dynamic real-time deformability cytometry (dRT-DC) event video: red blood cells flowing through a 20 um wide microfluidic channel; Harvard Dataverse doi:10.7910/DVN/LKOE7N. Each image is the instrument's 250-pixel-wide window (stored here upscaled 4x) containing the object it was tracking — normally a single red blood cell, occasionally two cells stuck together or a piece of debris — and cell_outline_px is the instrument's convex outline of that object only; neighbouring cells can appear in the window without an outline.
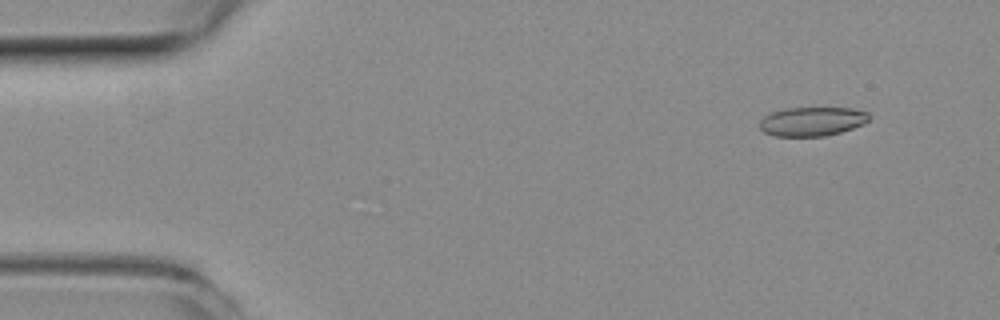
{"species": "common noctule bat (a hibernating species)", "species_latin": "Nyctalus noctula", "temperature_condition": "room temperature", "stored_images_in_passage": 25, "camera_frame_rate_fps": 3000, "um_per_image_px": 0.085, "animal": {"sex": "female", "body_mass_g": 19.3, "forearm_length_mm": 54.1}, "frame": {"image": 1, "passage_image": 5, "time_ms": 1.333, "image_size_px": [1000, 320], "cell_outline_px": [[868, 120], [864, 124], [840, 132], [824, 136], [776, 136], [764, 132], [760, 128], [760, 120], [764, 116], [772, 112], [784, 108], [852, 108], [868, 112]], "centroid_in_image_um": [69.02, 10.32], "position_along_channel_um": 16.0, "area_um2": 18.44}}
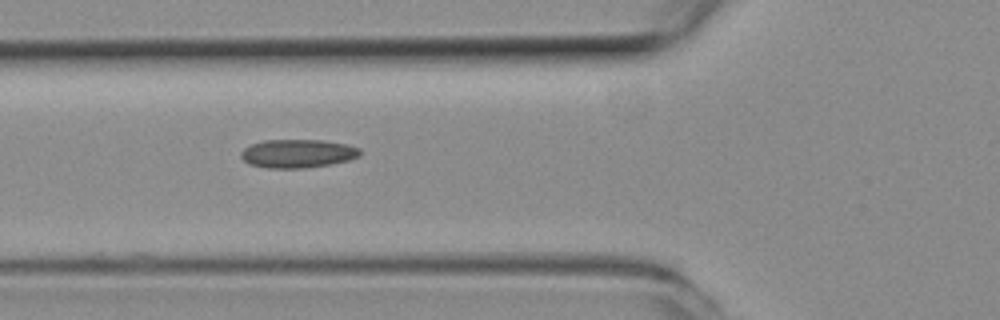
{"frame": {"image": 2, "passage_image": 19, "time_ms": 6.0, "image_size_px": [1000, 320], "cell_outline_px": [[360, 156], [348, 160], [332, 164], [304, 168], [268, 168], [248, 164], [240, 156], [240, 152], [244, 148], [252, 144], [264, 140], [320, 140], [344, 144], [360, 148]], "centroid_in_image_um": [25.28, 13.06], "position_along_channel_um": 100.5, "area_um2": 19.71}}
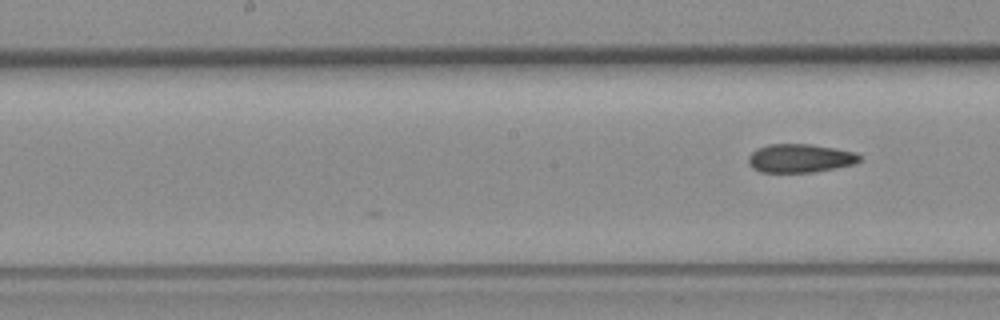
{"frame": {"image": 3, "passage_image": 25, "time_ms": 8.0, "image_size_px": [1000, 320], "cell_outline_px": [[860, 160], [852, 164], [812, 172], [760, 172], [752, 168], [748, 164], [748, 156], [756, 148], [768, 144], [812, 144], [856, 152], [860, 156]], "centroid_in_image_um": [67.94, 13.44], "position_along_channel_um": 180.3, "area_um2": 18.44}}